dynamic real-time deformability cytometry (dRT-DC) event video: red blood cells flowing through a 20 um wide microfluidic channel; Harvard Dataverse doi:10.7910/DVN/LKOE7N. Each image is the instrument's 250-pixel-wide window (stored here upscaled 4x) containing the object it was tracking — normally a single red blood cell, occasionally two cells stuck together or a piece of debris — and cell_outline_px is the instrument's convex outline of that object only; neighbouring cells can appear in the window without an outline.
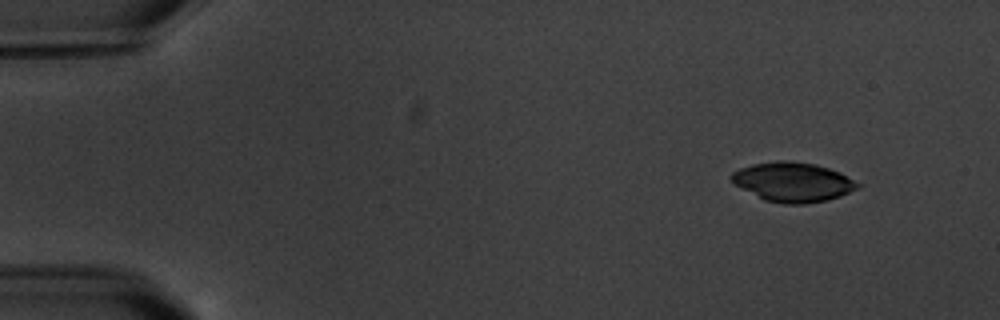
{"species": "common noctule bat (a hibernating species)", "species_latin": "Nyctalus noctula", "temperature_condition": "warm", "stored_images_in_passage": 5, "camera_frame_rate_fps": 3000, "um_per_image_px": 0.085, "animal": {"sex": "male", "body_mass_g": 20.1, "forearm_length_mm": 53.5}, "frame": {"image": 1, "passage_image": 1, "time_ms": 0.0, "image_size_px": [1000, 320], "cell_outline_px": [[860, 188], [840, 196], [828, 200], [804, 204], [784, 204], [764, 200], [736, 184], [728, 176], [732, 172], [740, 168], [752, 164], [776, 160], [788, 160], [816, 164], [840, 172], [860, 184]], "centroid_in_image_um": [67.41, 15.46], "position_along_channel_um": 17.6, "area_um2": 29.02}}
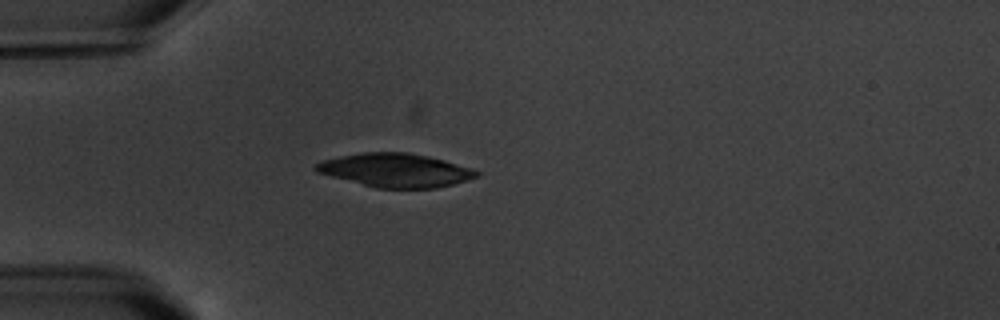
{"frame": {"image": 2, "passage_image": 4, "time_ms": 3.667, "image_size_px": [1000, 320], "cell_outline_px": [[480, 176], [468, 180], [436, 188], [376, 188], [316, 172], [312, 168], [316, 164], [324, 160], [340, 156], [360, 152], [408, 152], [428, 156], [444, 160], [472, 168], [480, 172]], "centroid_in_image_um": [33.63, 14.47], "position_along_channel_um": 51.4, "area_um2": 31.5}}